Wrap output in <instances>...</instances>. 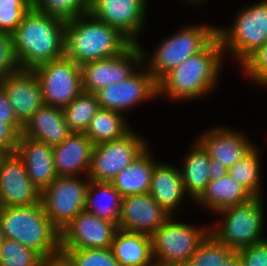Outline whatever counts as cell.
Segmentation results:
<instances>
[{"label":"cell","mask_w":267,"mask_h":266,"mask_svg":"<svg viewBox=\"0 0 267 266\" xmlns=\"http://www.w3.org/2000/svg\"><path fill=\"white\" fill-rule=\"evenodd\" d=\"M218 36L201 52L185 59L158 82V97L191 101L206 97L215 89L225 59ZM206 95V96H205ZM177 100V101H176Z\"/></svg>","instance_id":"cell-1"},{"label":"cell","mask_w":267,"mask_h":266,"mask_svg":"<svg viewBox=\"0 0 267 266\" xmlns=\"http://www.w3.org/2000/svg\"><path fill=\"white\" fill-rule=\"evenodd\" d=\"M65 25L66 20L31 7L12 34L21 69L63 57Z\"/></svg>","instance_id":"cell-2"},{"label":"cell","mask_w":267,"mask_h":266,"mask_svg":"<svg viewBox=\"0 0 267 266\" xmlns=\"http://www.w3.org/2000/svg\"><path fill=\"white\" fill-rule=\"evenodd\" d=\"M64 56L78 65L123 53L132 42L90 12L66 21Z\"/></svg>","instance_id":"cell-3"},{"label":"cell","mask_w":267,"mask_h":266,"mask_svg":"<svg viewBox=\"0 0 267 266\" xmlns=\"http://www.w3.org/2000/svg\"><path fill=\"white\" fill-rule=\"evenodd\" d=\"M0 226L5 238L18 241L43 259L61 250L60 231L49 220L41 201L0 207Z\"/></svg>","instance_id":"cell-4"},{"label":"cell","mask_w":267,"mask_h":266,"mask_svg":"<svg viewBox=\"0 0 267 266\" xmlns=\"http://www.w3.org/2000/svg\"><path fill=\"white\" fill-rule=\"evenodd\" d=\"M217 29L218 25H206V23L189 24L186 27L184 25L176 33L160 41L150 56L139 43L143 54V65L158 82L185 59L203 51L217 37Z\"/></svg>","instance_id":"cell-5"},{"label":"cell","mask_w":267,"mask_h":266,"mask_svg":"<svg viewBox=\"0 0 267 266\" xmlns=\"http://www.w3.org/2000/svg\"><path fill=\"white\" fill-rule=\"evenodd\" d=\"M234 19L229 28L218 26L217 36L224 54L241 66L267 39V0L245 5Z\"/></svg>","instance_id":"cell-6"},{"label":"cell","mask_w":267,"mask_h":266,"mask_svg":"<svg viewBox=\"0 0 267 266\" xmlns=\"http://www.w3.org/2000/svg\"><path fill=\"white\" fill-rule=\"evenodd\" d=\"M263 198L253 197L246 203L219 211L216 215L221 216V222L210 225V233L234 252L263 240L266 238Z\"/></svg>","instance_id":"cell-7"},{"label":"cell","mask_w":267,"mask_h":266,"mask_svg":"<svg viewBox=\"0 0 267 266\" xmlns=\"http://www.w3.org/2000/svg\"><path fill=\"white\" fill-rule=\"evenodd\" d=\"M209 232L210 226L186 224L171 216L150 236L155 266L190 261Z\"/></svg>","instance_id":"cell-8"},{"label":"cell","mask_w":267,"mask_h":266,"mask_svg":"<svg viewBox=\"0 0 267 266\" xmlns=\"http://www.w3.org/2000/svg\"><path fill=\"white\" fill-rule=\"evenodd\" d=\"M89 184L87 176H58L41 191L44 211L60 232L84 210Z\"/></svg>","instance_id":"cell-9"},{"label":"cell","mask_w":267,"mask_h":266,"mask_svg":"<svg viewBox=\"0 0 267 266\" xmlns=\"http://www.w3.org/2000/svg\"><path fill=\"white\" fill-rule=\"evenodd\" d=\"M147 142L131 129L119 139L94 145L87 177L90 181L111 182L149 147Z\"/></svg>","instance_id":"cell-10"},{"label":"cell","mask_w":267,"mask_h":266,"mask_svg":"<svg viewBox=\"0 0 267 266\" xmlns=\"http://www.w3.org/2000/svg\"><path fill=\"white\" fill-rule=\"evenodd\" d=\"M32 70L39 79L45 105L63 109L83 91L81 66L66 56Z\"/></svg>","instance_id":"cell-11"},{"label":"cell","mask_w":267,"mask_h":266,"mask_svg":"<svg viewBox=\"0 0 267 266\" xmlns=\"http://www.w3.org/2000/svg\"><path fill=\"white\" fill-rule=\"evenodd\" d=\"M143 65L140 44L132 43L123 53L81 65L82 90L95 93L99 89L127 80Z\"/></svg>","instance_id":"cell-12"},{"label":"cell","mask_w":267,"mask_h":266,"mask_svg":"<svg viewBox=\"0 0 267 266\" xmlns=\"http://www.w3.org/2000/svg\"><path fill=\"white\" fill-rule=\"evenodd\" d=\"M95 94L101 109L124 114L141 103L157 99L158 85L155 78L142 65L127 80L105 86Z\"/></svg>","instance_id":"cell-13"},{"label":"cell","mask_w":267,"mask_h":266,"mask_svg":"<svg viewBox=\"0 0 267 266\" xmlns=\"http://www.w3.org/2000/svg\"><path fill=\"white\" fill-rule=\"evenodd\" d=\"M148 0H90L89 12L139 44L144 31ZM139 37V38H138Z\"/></svg>","instance_id":"cell-14"},{"label":"cell","mask_w":267,"mask_h":266,"mask_svg":"<svg viewBox=\"0 0 267 266\" xmlns=\"http://www.w3.org/2000/svg\"><path fill=\"white\" fill-rule=\"evenodd\" d=\"M117 229L115 222L83 210L60 232V248H111Z\"/></svg>","instance_id":"cell-15"},{"label":"cell","mask_w":267,"mask_h":266,"mask_svg":"<svg viewBox=\"0 0 267 266\" xmlns=\"http://www.w3.org/2000/svg\"><path fill=\"white\" fill-rule=\"evenodd\" d=\"M40 196L23 159L17 152L5 154L0 161V207L33 205L40 202Z\"/></svg>","instance_id":"cell-16"},{"label":"cell","mask_w":267,"mask_h":266,"mask_svg":"<svg viewBox=\"0 0 267 266\" xmlns=\"http://www.w3.org/2000/svg\"><path fill=\"white\" fill-rule=\"evenodd\" d=\"M171 217L149 194L123 197L117 228L151 236Z\"/></svg>","instance_id":"cell-17"},{"label":"cell","mask_w":267,"mask_h":266,"mask_svg":"<svg viewBox=\"0 0 267 266\" xmlns=\"http://www.w3.org/2000/svg\"><path fill=\"white\" fill-rule=\"evenodd\" d=\"M17 120L24 124L45 105L41 85L35 72L21 69L0 82Z\"/></svg>","instance_id":"cell-18"},{"label":"cell","mask_w":267,"mask_h":266,"mask_svg":"<svg viewBox=\"0 0 267 266\" xmlns=\"http://www.w3.org/2000/svg\"><path fill=\"white\" fill-rule=\"evenodd\" d=\"M249 139L243 132L224 126L210 128L197 138L209 158L219 161L228 169L257 145Z\"/></svg>","instance_id":"cell-19"},{"label":"cell","mask_w":267,"mask_h":266,"mask_svg":"<svg viewBox=\"0 0 267 266\" xmlns=\"http://www.w3.org/2000/svg\"><path fill=\"white\" fill-rule=\"evenodd\" d=\"M94 144L85 133H71L53 147V160L58 176H87ZM80 174V175H79Z\"/></svg>","instance_id":"cell-20"},{"label":"cell","mask_w":267,"mask_h":266,"mask_svg":"<svg viewBox=\"0 0 267 266\" xmlns=\"http://www.w3.org/2000/svg\"><path fill=\"white\" fill-rule=\"evenodd\" d=\"M17 154L23 159L31 182L42 191L58 177L53 160V147L19 135Z\"/></svg>","instance_id":"cell-21"},{"label":"cell","mask_w":267,"mask_h":266,"mask_svg":"<svg viewBox=\"0 0 267 266\" xmlns=\"http://www.w3.org/2000/svg\"><path fill=\"white\" fill-rule=\"evenodd\" d=\"M149 194L168 214L174 216L187 195L180 167L158 161L152 173Z\"/></svg>","instance_id":"cell-22"},{"label":"cell","mask_w":267,"mask_h":266,"mask_svg":"<svg viewBox=\"0 0 267 266\" xmlns=\"http://www.w3.org/2000/svg\"><path fill=\"white\" fill-rule=\"evenodd\" d=\"M71 133L63 109L44 105L24 124L21 134L54 147L66 140Z\"/></svg>","instance_id":"cell-23"},{"label":"cell","mask_w":267,"mask_h":266,"mask_svg":"<svg viewBox=\"0 0 267 266\" xmlns=\"http://www.w3.org/2000/svg\"><path fill=\"white\" fill-rule=\"evenodd\" d=\"M253 197L239 181L227 173L222 178L209 181L194 203L216 214L225 208L246 203Z\"/></svg>","instance_id":"cell-24"},{"label":"cell","mask_w":267,"mask_h":266,"mask_svg":"<svg viewBox=\"0 0 267 266\" xmlns=\"http://www.w3.org/2000/svg\"><path fill=\"white\" fill-rule=\"evenodd\" d=\"M111 249L121 266H155L147 234L117 229Z\"/></svg>","instance_id":"cell-25"},{"label":"cell","mask_w":267,"mask_h":266,"mask_svg":"<svg viewBox=\"0 0 267 266\" xmlns=\"http://www.w3.org/2000/svg\"><path fill=\"white\" fill-rule=\"evenodd\" d=\"M148 147L110 182L123 197L149 193L152 173L158 162Z\"/></svg>","instance_id":"cell-26"},{"label":"cell","mask_w":267,"mask_h":266,"mask_svg":"<svg viewBox=\"0 0 267 266\" xmlns=\"http://www.w3.org/2000/svg\"><path fill=\"white\" fill-rule=\"evenodd\" d=\"M210 158L202 144L195 140L194 146L187 151L180 168L183 187L187 196L195 201L209 183Z\"/></svg>","instance_id":"cell-27"},{"label":"cell","mask_w":267,"mask_h":266,"mask_svg":"<svg viewBox=\"0 0 267 266\" xmlns=\"http://www.w3.org/2000/svg\"><path fill=\"white\" fill-rule=\"evenodd\" d=\"M122 196L110 182L90 181L84 210L117 224Z\"/></svg>","instance_id":"cell-28"},{"label":"cell","mask_w":267,"mask_h":266,"mask_svg":"<svg viewBox=\"0 0 267 266\" xmlns=\"http://www.w3.org/2000/svg\"><path fill=\"white\" fill-rule=\"evenodd\" d=\"M126 120L120 112L100 108L91 119L85 134L94 145L119 139L132 129Z\"/></svg>","instance_id":"cell-29"},{"label":"cell","mask_w":267,"mask_h":266,"mask_svg":"<svg viewBox=\"0 0 267 266\" xmlns=\"http://www.w3.org/2000/svg\"><path fill=\"white\" fill-rule=\"evenodd\" d=\"M98 110L100 105L96 94L84 91L63 108L65 121L72 133H85Z\"/></svg>","instance_id":"cell-30"},{"label":"cell","mask_w":267,"mask_h":266,"mask_svg":"<svg viewBox=\"0 0 267 266\" xmlns=\"http://www.w3.org/2000/svg\"><path fill=\"white\" fill-rule=\"evenodd\" d=\"M255 146L241 160L228 169V173L239 181L254 197H263L261 189V161L260 150Z\"/></svg>","instance_id":"cell-31"},{"label":"cell","mask_w":267,"mask_h":266,"mask_svg":"<svg viewBox=\"0 0 267 266\" xmlns=\"http://www.w3.org/2000/svg\"><path fill=\"white\" fill-rule=\"evenodd\" d=\"M31 4L32 8L37 11L67 21L88 13L90 0H31Z\"/></svg>","instance_id":"cell-32"},{"label":"cell","mask_w":267,"mask_h":266,"mask_svg":"<svg viewBox=\"0 0 267 266\" xmlns=\"http://www.w3.org/2000/svg\"><path fill=\"white\" fill-rule=\"evenodd\" d=\"M233 252L209 232L192 255L191 261L195 266H221Z\"/></svg>","instance_id":"cell-33"},{"label":"cell","mask_w":267,"mask_h":266,"mask_svg":"<svg viewBox=\"0 0 267 266\" xmlns=\"http://www.w3.org/2000/svg\"><path fill=\"white\" fill-rule=\"evenodd\" d=\"M43 258L16 240L4 238L0 248V266H42Z\"/></svg>","instance_id":"cell-34"},{"label":"cell","mask_w":267,"mask_h":266,"mask_svg":"<svg viewBox=\"0 0 267 266\" xmlns=\"http://www.w3.org/2000/svg\"><path fill=\"white\" fill-rule=\"evenodd\" d=\"M76 266H121L111 248L61 249Z\"/></svg>","instance_id":"cell-35"},{"label":"cell","mask_w":267,"mask_h":266,"mask_svg":"<svg viewBox=\"0 0 267 266\" xmlns=\"http://www.w3.org/2000/svg\"><path fill=\"white\" fill-rule=\"evenodd\" d=\"M31 7V0H0V32L13 34Z\"/></svg>","instance_id":"cell-36"},{"label":"cell","mask_w":267,"mask_h":266,"mask_svg":"<svg viewBox=\"0 0 267 266\" xmlns=\"http://www.w3.org/2000/svg\"><path fill=\"white\" fill-rule=\"evenodd\" d=\"M239 68L250 82L267 86V39L265 43L253 53Z\"/></svg>","instance_id":"cell-37"},{"label":"cell","mask_w":267,"mask_h":266,"mask_svg":"<svg viewBox=\"0 0 267 266\" xmlns=\"http://www.w3.org/2000/svg\"><path fill=\"white\" fill-rule=\"evenodd\" d=\"M21 70L15 51L13 35L0 32V82Z\"/></svg>","instance_id":"cell-38"},{"label":"cell","mask_w":267,"mask_h":266,"mask_svg":"<svg viewBox=\"0 0 267 266\" xmlns=\"http://www.w3.org/2000/svg\"><path fill=\"white\" fill-rule=\"evenodd\" d=\"M237 252L241 266H267V236Z\"/></svg>","instance_id":"cell-39"},{"label":"cell","mask_w":267,"mask_h":266,"mask_svg":"<svg viewBox=\"0 0 267 266\" xmlns=\"http://www.w3.org/2000/svg\"><path fill=\"white\" fill-rule=\"evenodd\" d=\"M19 133L4 118H0V150L5 154L16 152Z\"/></svg>","instance_id":"cell-40"},{"label":"cell","mask_w":267,"mask_h":266,"mask_svg":"<svg viewBox=\"0 0 267 266\" xmlns=\"http://www.w3.org/2000/svg\"><path fill=\"white\" fill-rule=\"evenodd\" d=\"M0 118L11 125L19 134L22 133L23 125L17 120L13 108L0 85Z\"/></svg>","instance_id":"cell-41"},{"label":"cell","mask_w":267,"mask_h":266,"mask_svg":"<svg viewBox=\"0 0 267 266\" xmlns=\"http://www.w3.org/2000/svg\"><path fill=\"white\" fill-rule=\"evenodd\" d=\"M42 266H76L71 258L62 250L43 259Z\"/></svg>","instance_id":"cell-42"},{"label":"cell","mask_w":267,"mask_h":266,"mask_svg":"<svg viewBox=\"0 0 267 266\" xmlns=\"http://www.w3.org/2000/svg\"><path fill=\"white\" fill-rule=\"evenodd\" d=\"M227 173H228L227 167H225L219 161L210 159L209 171H208L210 181L222 178Z\"/></svg>","instance_id":"cell-43"},{"label":"cell","mask_w":267,"mask_h":266,"mask_svg":"<svg viewBox=\"0 0 267 266\" xmlns=\"http://www.w3.org/2000/svg\"><path fill=\"white\" fill-rule=\"evenodd\" d=\"M221 266H241L238 252H233Z\"/></svg>","instance_id":"cell-44"},{"label":"cell","mask_w":267,"mask_h":266,"mask_svg":"<svg viewBox=\"0 0 267 266\" xmlns=\"http://www.w3.org/2000/svg\"><path fill=\"white\" fill-rule=\"evenodd\" d=\"M167 266H195V265L190 260V261H184V262H178V263L170 264V265H167Z\"/></svg>","instance_id":"cell-45"},{"label":"cell","mask_w":267,"mask_h":266,"mask_svg":"<svg viewBox=\"0 0 267 266\" xmlns=\"http://www.w3.org/2000/svg\"><path fill=\"white\" fill-rule=\"evenodd\" d=\"M4 238L5 237H4V234H3L2 230H1V226H0V248H1V245L3 243Z\"/></svg>","instance_id":"cell-46"},{"label":"cell","mask_w":267,"mask_h":266,"mask_svg":"<svg viewBox=\"0 0 267 266\" xmlns=\"http://www.w3.org/2000/svg\"><path fill=\"white\" fill-rule=\"evenodd\" d=\"M186 1H189V2H191V4L193 3V4H197V6H198V3L199 4H201L202 2L204 3V0L202 1V0H186Z\"/></svg>","instance_id":"cell-47"},{"label":"cell","mask_w":267,"mask_h":266,"mask_svg":"<svg viewBox=\"0 0 267 266\" xmlns=\"http://www.w3.org/2000/svg\"><path fill=\"white\" fill-rule=\"evenodd\" d=\"M4 155H5V153H4L2 150H0V161H1V158H2Z\"/></svg>","instance_id":"cell-48"}]
</instances>
